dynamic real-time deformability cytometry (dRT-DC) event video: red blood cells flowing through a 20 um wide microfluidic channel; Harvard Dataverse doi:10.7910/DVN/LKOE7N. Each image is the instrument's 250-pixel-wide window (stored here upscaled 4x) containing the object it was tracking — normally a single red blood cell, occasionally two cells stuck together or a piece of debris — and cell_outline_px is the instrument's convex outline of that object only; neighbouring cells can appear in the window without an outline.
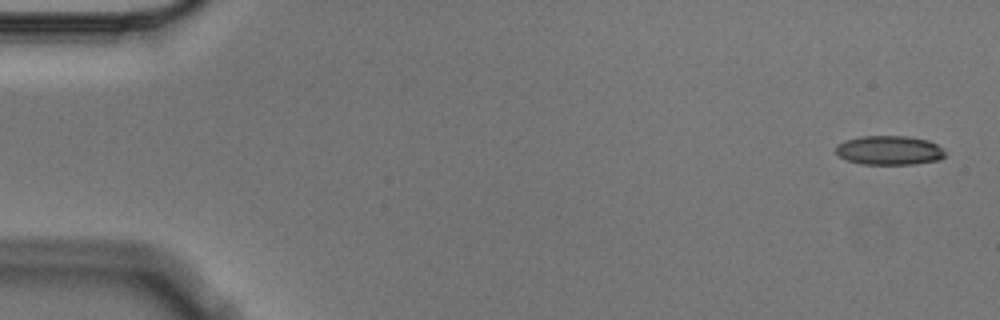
{"species": "Egyptian fruit bat (a non-hibernating species)", "species_latin": "Rousettus aegyptiacus", "temperature_condition": "cold", "stored_images_in_passage": 4, "camera_frame_rate_fps": 3000, "um_per_image_px": 0.085, "animal": {"sex": "male"}, "frame": {"image": 1, "passage_image": 1, "time_ms": 0.0, "image_size_px": [1000, 320], "cell_outline_px": [[944, 156], [940, 160], [916, 164], [860, 164], [848, 160], [840, 156], [836, 152], [836, 144], [844, 140], [860, 136], [908, 136], [928, 140], [936, 144], [944, 152]], "centroid_in_image_um": [75.57, 12.77], "position_along_channel_um": 9.4, "area_um2": 18.61}}
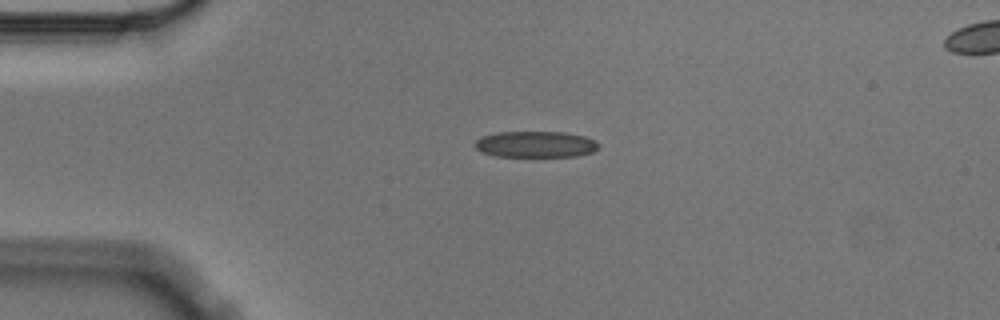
{"frame": {"image": 2, "passage_image": 3, "time_ms": 0.667, "image_size_px": [1000, 320], "cell_outline_px": [[600, 148], [592, 152], [576, 156], [496, 156], [480, 152], [472, 144], [480, 136], [496, 132], [564, 132], [584, 136], [596, 140], [600, 144]], "centroid_in_image_um": [45.51, 12.26], "position_along_channel_um": 39.5, "area_um2": 19.13}}